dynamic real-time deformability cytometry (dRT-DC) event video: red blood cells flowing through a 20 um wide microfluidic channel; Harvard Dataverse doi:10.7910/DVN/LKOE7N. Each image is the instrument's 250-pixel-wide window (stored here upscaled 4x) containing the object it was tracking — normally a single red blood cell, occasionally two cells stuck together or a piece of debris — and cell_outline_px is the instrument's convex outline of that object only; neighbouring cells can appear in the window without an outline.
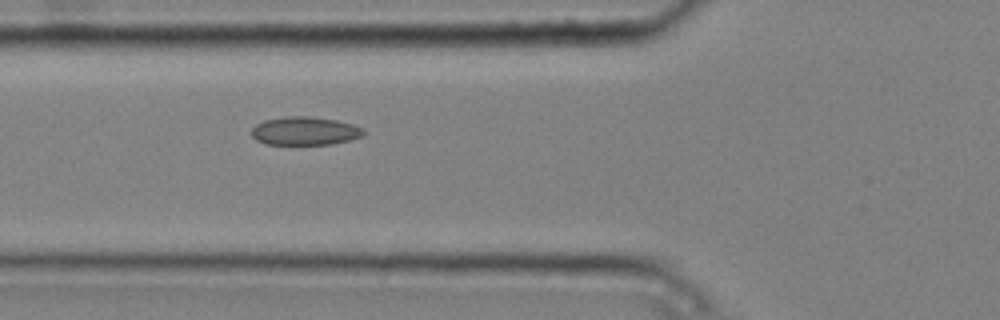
{"species": "common noctule bat (a hibernating species)", "species_latin": "Nyctalus noctula", "temperature_condition": "cold", "stored_images_in_passage": 5, "camera_frame_rate_fps": 3000, "um_per_image_px": 0.085, "animal": {"sex": "male", "body_mass_g": 20.4}, "frame": {"image": 1, "passage_image": 5, "time_ms": 1.333, "image_size_px": [1000, 320], "cell_outline_px": [[364, 136], [332, 144], [264, 144], [256, 140], [252, 136], [252, 128], [256, 124], [264, 120], [284, 116], [312, 116], [336, 120], [352, 124], [364, 128]], "centroid_in_image_um": [25.91, 11.12], "position_along_channel_um": 99.9, "area_um2": 18.61}}